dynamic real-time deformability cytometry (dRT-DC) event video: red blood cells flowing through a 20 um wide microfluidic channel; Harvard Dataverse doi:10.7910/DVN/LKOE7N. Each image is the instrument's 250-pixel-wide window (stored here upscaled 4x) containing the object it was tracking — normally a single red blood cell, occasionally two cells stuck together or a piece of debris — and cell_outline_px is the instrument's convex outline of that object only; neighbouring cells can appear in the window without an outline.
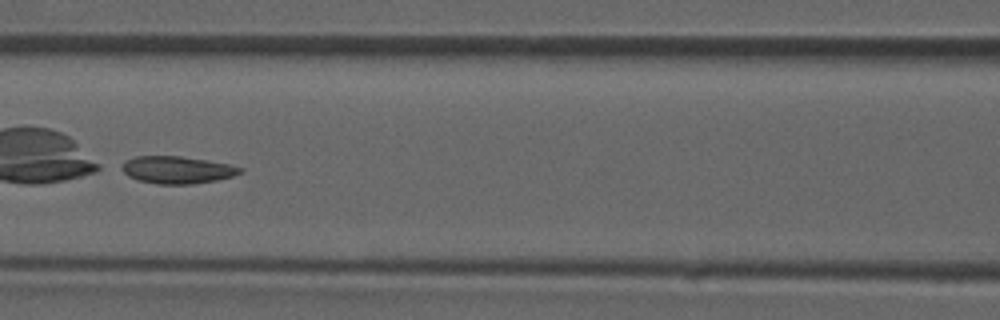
{"species": "common noctule bat (a hibernating species)", "species_latin": "Nyctalus noctula", "temperature_condition": "room temperature", "stored_images_in_passage": 7, "camera_frame_rate_fps": 3000, "um_per_image_px": 0.085, "animal": {"sex": "male", "forearm_length_mm": 52.5}, "frame": {"image": 1, "passage_image": 7, "time_ms": 2.0, "image_size_px": [1000, 320], "cell_outline_px": [[244, 172], [232, 176], [216, 180], [192, 184], [160, 184], [140, 180], [128, 176], [116, 168], [124, 160], [136, 156], [180, 156], [228, 164], [244, 168]], "centroid_in_image_um": [14.99, 14.43], "position_along_channel_um": 151.6, "area_um2": 18.96}}